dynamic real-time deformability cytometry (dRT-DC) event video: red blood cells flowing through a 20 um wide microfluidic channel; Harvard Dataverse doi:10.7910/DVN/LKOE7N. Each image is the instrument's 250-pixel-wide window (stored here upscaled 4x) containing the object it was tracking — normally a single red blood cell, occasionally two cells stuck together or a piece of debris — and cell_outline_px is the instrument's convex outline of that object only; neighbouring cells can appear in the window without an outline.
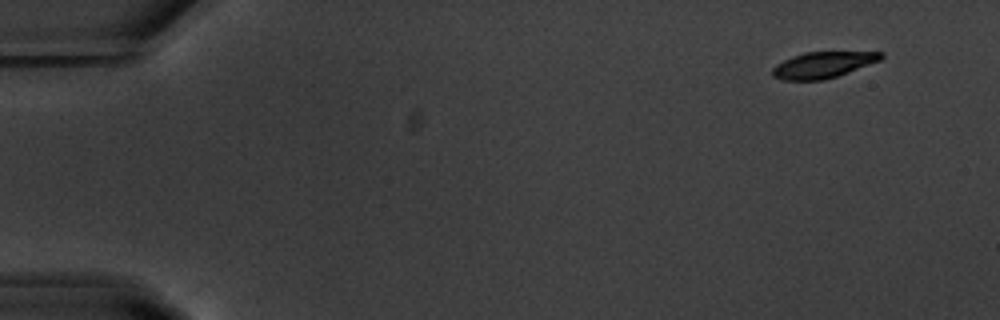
{"species": "common noctule bat (a hibernating species)", "species_latin": "Nyctalus noctula", "temperature_condition": "warm", "stored_images_in_passage": 52, "camera_frame_rate_fps": 3000, "um_per_image_px": 0.085, "animal": {"sex": "male", "body_mass_g": 20.1, "forearm_length_mm": 53.5}, "frame": {"image": 1, "passage_image": 1, "time_ms": 0.0, "image_size_px": [1000, 320], "cell_outline_px": [[884, 56], [880, 60], [848, 72], [824, 80], [784, 80], [772, 76], [772, 68], [776, 64], [792, 56], [804, 52], [884, 52]], "centroid_in_image_um": [69.92, 5.51], "position_along_channel_um": 15.1, "area_um2": 16.42}}
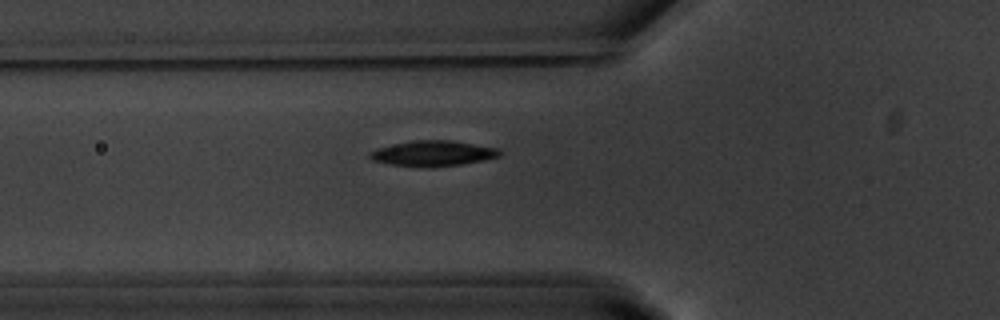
{"frame": {"image": 2, "passage_image": 17, "time_ms": 5.333, "image_size_px": [1000, 320], "cell_outline_px": [[500, 156], [484, 160], [460, 164], [432, 168], [428, 168], [392, 164], [372, 160], [368, 156], [368, 152], [376, 148], [412, 140], [448, 140], [500, 148]], "centroid_in_image_um": [36.78, 13.04], "position_along_channel_um": 89.0, "area_um2": 19.31}}
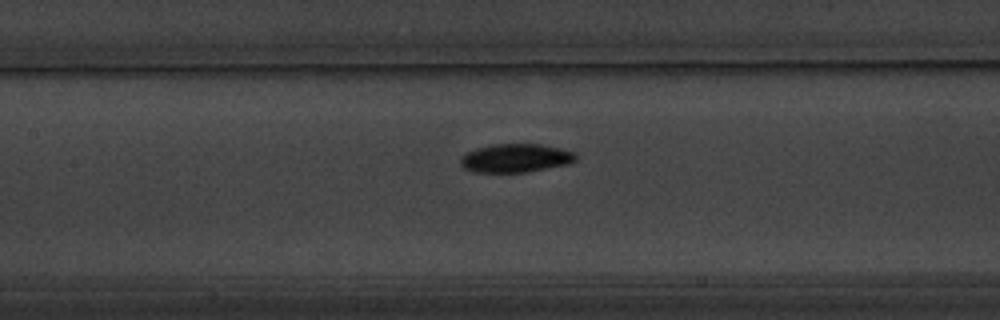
{"frame": {"image": 3, "passage_image": 23, "time_ms": 7.333, "image_size_px": [1000, 320], "cell_outline_px": [[576, 160], [568, 164], [528, 172], [472, 172], [464, 168], [460, 164], [460, 156], [468, 152], [492, 144], [540, 144], [560, 148], [576, 152]], "centroid_in_image_um": [43.84, 13.44], "position_along_channel_um": 163.6, "area_um2": 19.19}, "authors_computed_cell_mechanics": {"area_um2": 18.6694, "velocity_mm_per_s": 3.6935, "shape_relaxation_time_tau1_ms": 2.223, "shape_relaxation_time_tau2_ms": 4.788, "deformation_change_tau1": 0.1413, "deformation_change_tau2": 0.0622}}